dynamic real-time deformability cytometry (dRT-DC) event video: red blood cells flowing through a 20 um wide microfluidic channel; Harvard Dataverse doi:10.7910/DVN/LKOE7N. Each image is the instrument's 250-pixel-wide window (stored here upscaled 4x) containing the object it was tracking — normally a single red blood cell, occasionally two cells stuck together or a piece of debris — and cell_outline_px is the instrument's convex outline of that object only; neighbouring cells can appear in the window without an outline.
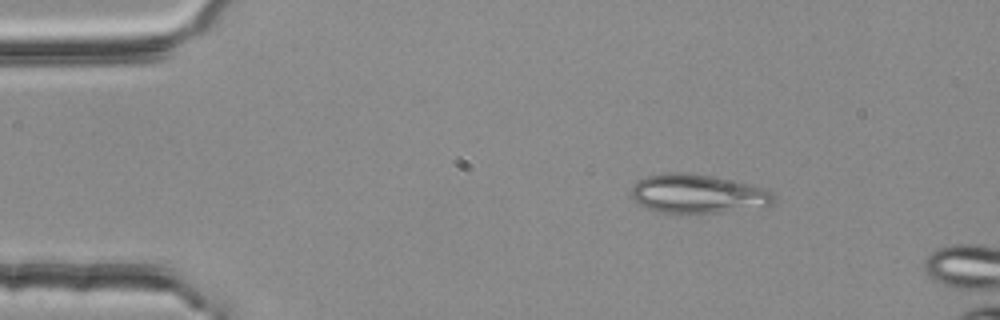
{"species": "common noctule bat (a hibernating species)", "species_latin": "Nyctalus noctula", "temperature_condition": "room temperature", "stored_images_in_passage": 55, "camera_frame_rate_fps": 3000, "um_per_image_px": 0.085, "animal": {"sex": "female", "body_mass_g": 25.1}, "frame": {"image": 1, "passage_image": 8, "time_ms": 2.333, "image_size_px": [1000, 320], "cell_outline_px": [[776, 196], [764, 208], [720, 212], [660, 212], [636, 204], [632, 196], [632, 184], [648, 176], [672, 172], [688, 172], [712, 176], [752, 184], [768, 188]], "centroid_in_image_um": [59.35, 16.46], "position_along_channel_um": 25.7, "area_um2": 32.37}}
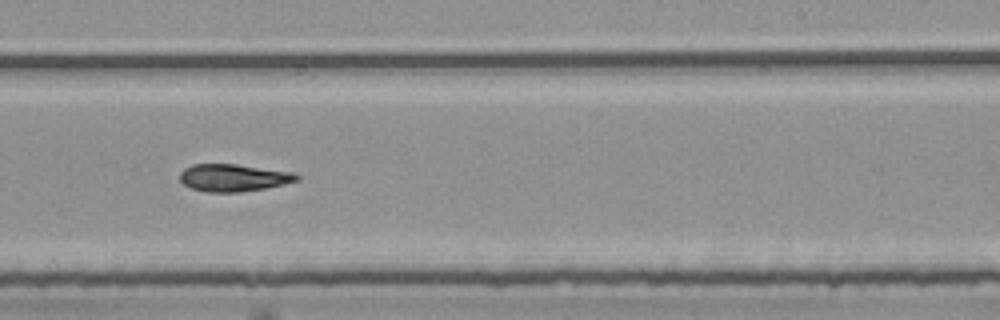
{"frame": {"image": 2, "passage_image": 33, "time_ms": 10.667, "image_size_px": [1000, 320], "cell_outline_px": [[300, 180], [284, 184], [264, 188], [240, 192], [208, 192], [192, 188], [184, 184], [180, 180], [180, 172], [184, 168], [192, 164], [236, 164], [292, 172], [300, 176]], "centroid_in_image_um": [19.84, 15.1], "position_along_channel_um": 269.2, "area_um2": 18.55}}
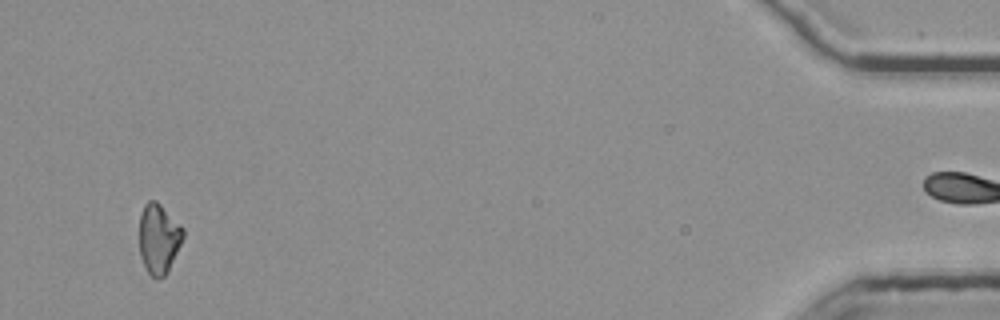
{"frame": {"image": 3, "passage_image": 52, "time_ms": 17.0, "image_size_px": [1000, 320], "cell_outline_px": [[184, 236], [168, 272], [164, 276], [152, 276], [148, 272], [140, 256], [140, 216], [144, 204], [148, 200], [156, 200], [184, 228]], "centroid_in_image_um": [13.5, 20.25], "position_along_channel_um": 421.7, "area_um2": 17.63}}